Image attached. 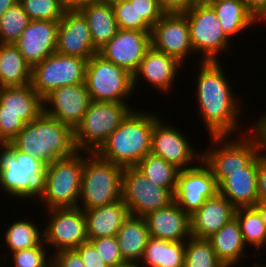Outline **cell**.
<instances>
[{"instance_id":"cell-1","label":"cell","mask_w":266,"mask_h":267,"mask_svg":"<svg viewBox=\"0 0 266 267\" xmlns=\"http://www.w3.org/2000/svg\"><path fill=\"white\" fill-rule=\"evenodd\" d=\"M199 63L196 72L198 74L195 75L197 77L195 79L196 102L198 103L199 118L201 117L200 119L206 127L204 129L207 131L206 133L210 137L238 136L249 132L250 126L243 127L246 131L240 126L241 123L243 124L239 117L243 104L232 89L230 79L224 72L225 68H222L224 66L220 64L221 61H200Z\"/></svg>"},{"instance_id":"cell-2","label":"cell","mask_w":266,"mask_h":267,"mask_svg":"<svg viewBox=\"0 0 266 267\" xmlns=\"http://www.w3.org/2000/svg\"><path fill=\"white\" fill-rule=\"evenodd\" d=\"M146 110H132L95 152L103 160L134 167L151 153L153 126L160 117Z\"/></svg>"},{"instance_id":"cell-3","label":"cell","mask_w":266,"mask_h":267,"mask_svg":"<svg viewBox=\"0 0 266 267\" xmlns=\"http://www.w3.org/2000/svg\"><path fill=\"white\" fill-rule=\"evenodd\" d=\"M18 151L40 159L46 166L76 151L74 131L44 111L10 142Z\"/></svg>"},{"instance_id":"cell-4","label":"cell","mask_w":266,"mask_h":267,"mask_svg":"<svg viewBox=\"0 0 266 267\" xmlns=\"http://www.w3.org/2000/svg\"><path fill=\"white\" fill-rule=\"evenodd\" d=\"M0 149V191L3 189L16 200L34 202L32 200L37 198L38 202L46 165L18 151L11 143H0Z\"/></svg>"},{"instance_id":"cell-5","label":"cell","mask_w":266,"mask_h":267,"mask_svg":"<svg viewBox=\"0 0 266 267\" xmlns=\"http://www.w3.org/2000/svg\"><path fill=\"white\" fill-rule=\"evenodd\" d=\"M123 167L85 151L78 207H101L122 200Z\"/></svg>"},{"instance_id":"cell-6","label":"cell","mask_w":266,"mask_h":267,"mask_svg":"<svg viewBox=\"0 0 266 267\" xmlns=\"http://www.w3.org/2000/svg\"><path fill=\"white\" fill-rule=\"evenodd\" d=\"M85 151L59 159L45 168L39 202L47 210L78 207Z\"/></svg>"},{"instance_id":"cell-7","label":"cell","mask_w":266,"mask_h":267,"mask_svg":"<svg viewBox=\"0 0 266 267\" xmlns=\"http://www.w3.org/2000/svg\"><path fill=\"white\" fill-rule=\"evenodd\" d=\"M237 137L239 140L236 136H210V148L201 151L202 160L211 169L218 185L231 172L243 171L263 151L250 132Z\"/></svg>"},{"instance_id":"cell-8","label":"cell","mask_w":266,"mask_h":267,"mask_svg":"<svg viewBox=\"0 0 266 267\" xmlns=\"http://www.w3.org/2000/svg\"><path fill=\"white\" fill-rule=\"evenodd\" d=\"M131 105L125 102L91 100L80 124L74 130L76 149L95 153L133 108L136 109Z\"/></svg>"},{"instance_id":"cell-9","label":"cell","mask_w":266,"mask_h":267,"mask_svg":"<svg viewBox=\"0 0 266 267\" xmlns=\"http://www.w3.org/2000/svg\"><path fill=\"white\" fill-rule=\"evenodd\" d=\"M194 53L200 61H220V53L231 51L234 43L224 33L214 9L206 1H197L184 13ZM200 53V54H199Z\"/></svg>"},{"instance_id":"cell-10","label":"cell","mask_w":266,"mask_h":267,"mask_svg":"<svg viewBox=\"0 0 266 267\" xmlns=\"http://www.w3.org/2000/svg\"><path fill=\"white\" fill-rule=\"evenodd\" d=\"M43 111V99L31 84L0 87V143H10Z\"/></svg>"},{"instance_id":"cell-11","label":"cell","mask_w":266,"mask_h":267,"mask_svg":"<svg viewBox=\"0 0 266 267\" xmlns=\"http://www.w3.org/2000/svg\"><path fill=\"white\" fill-rule=\"evenodd\" d=\"M85 84L90 99L97 102H125L132 100L133 76L125 69L94 54L86 67ZM130 95L131 98H130ZM127 99V101H126Z\"/></svg>"},{"instance_id":"cell-12","label":"cell","mask_w":266,"mask_h":267,"mask_svg":"<svg viewBox=\"0 0 266 267\" xmlns=\"http://www.w3.org/2000/svg\"><path fill=\"white\" fill-rule=\"evenodd\" d=\"M87 61L54 52L32 67L31 86L44 99L54 89L85 83Z\"/></svg>"},{"instance_id":"cell-13","label":"cell","mask_w":266,"mask_h":267,"mask_svg":"<svg viewBox=\"0 0 266 267\" xmlns=\"http://www.w3.org/2000/svg\"><path fill=\"white\" fill-rule=\"evenodd\" d=\"M45 211L48 214V223L43 222V241L49 250L53 247L51 254L76 249L88 240L84 210L72 207Z\"/></svg>"},{"instance_id":"cell-14","label":"cell","mask_w":266,"mask_h":267,"mask_svg":"<svg viewBox=\"0 0 266 267\" xmlns=\"http://www.w3.org/2000/svg\"><path fill=\"white\" fill-rule=\"evenodd\" d=\"M122 199L130 215L145 217L152 211L169 206L174 202V194L155 185L134 166L123 168Z\"/></svg>"},{"instance_id":"cell-15","label":"cell","mask_w":266,"mask_h":267,"mask_svg":"<svg viewBox=\"0 0 266 267\" xmlns=\"http://www.w3.org/2000/svg\"><path fill=\"white\" fill-rule=\"evenodd\" d=\"M162 119L160 116L153 126L151 153L180 170L195 166L202 159V153L193 148L192 141L189 142L184 132Z\"/></svg>"},{"instance_id":"cell-16","label":"cell","mask_w":266,"mask_h":267,"mask_svg":"<svg viewBox=\"0 0 266 267\" xmlns=\"http://www.w3.org/2000/svg\"><path fill=\"white\" fill-rule=\"evenodd\" d=\"M219 193V185L211 169L201 159L195 166L179 171L174 201L190 216L207 199Z\"/></svg>"},{"instance_id":"cell-17","label":"cell","mask_w":266,"mask_h":267,"mask_svg":"<svg viewBox=\"0 0 266 267\" xmlns=\"http://www.w3.org/2000/svg\"><path fill=\"white\" fill-rule=\"evenodd\" d=\"M151 44L155 50L174 56L182 64L187 63L188 56L195 55L184 13H165L152 27Z\"/></svg>"},{"instance_id":"cell-18","label":"cell","mask_w":266,"mask_h":267,"mask_svg":"<svg viewBox=\"0 0 266 267\" xmlns=\"http://www.w3.org/2000/svg\"><path fill=\"white\" fill-rule=\"evenodd\" d=\"M151 47V31L119 29L98 53L133 76Z\"/></svg>"},{"instance_id":"cell-19","label":"cell","mask_w":266,"mask_h":267,"mask_svg":"<svg viewBox=\"0 0 266 267\" xmlns=\"http://www.w3.org/2000/svg\"><path fill=\"white\" fill-rule=\"evenodd\" d=\"M90 102L85 83L54 89L43 99L44 112L73 131L80 124Z\"/></svg>"},{"instance_id":"cell-20","label":"cell","mask_w":266,"mask_h":267,"mask_svg":"<svg viewBox=\"0 0 266 267\" xmlns=\"http://www.w3.org/2000/svg\"><path fill=\"white\" fill-rule=\"evenodd\" d=\"M56 52L86 60L99 52L93 46L86 19L76 8H68L59 20Z\"/></svg>"},{"instance_id":"cell-21","label":"cell","mask_w":266,"mask_h":267,"mask_svg":"<svg viewBox=\"0 0 266 267\" xmlns=\"http://www.w3.org/2000/svg\"><path fill=\"white\" fill-rule=\"evenodd\" d=\"M183 64L174 56L165 54L151 47L142 59L138 70L133 75V89L137 90L139 82L145 80L160 93L170 94L173 92L174 82L181 71ZM142 79V80H141ZM139 81V82H138ZM169 92V93H168Z\"/></svg>"},{"instance_id":"cell-22","label":"cell","mask_w":266,"mask_h":267,"mask_svg":"<svg viewBox=\"0 0 266 267\" xmlns=\"http://www.w3.org/2000/svg\"><path fill=\"white\" fill-rule=\"evenodd\" d=\"M59 21H30L15 42L27 63L33 67L56 52Z\"/></svg>"},{"instance_id":"cell-23","label":"cell","mask_w":266,"mask_h":267,"mask_svg":"<svg viewBox=\"0 0 266 267\" xmlns=\"http://www.w3.org/2000/svg\"><path fill=\"white\" fill-rule=\"evenodd\" d=\"M235 207L219 193L190 215L192 237L208 239L234 218Z\"/></svg>"},{"instance_id":"cell-24","label":"cell","mask_w":266,"mask_h":267,"mask_svg":"<svg viewBox=\"0 0 266 267\" xmlns=\"http://www.w3.org/2000/svg\"><path fill=\"white\" fill-rule=\"evenodd\" d=\"M149 235L167 241H186L190 236V216L174 201L145 217Z\"/></svg>"},{"instance_id":"cell-25","label":"cell","mask_w":266,"mask_h":267,"mask_svg":"<svg viewBox=\"0 0 266 267\" xmlns=\"http://www.w3.org/2000/svg\"><path fill=\"white\" fill-rule=\"evenodd\" d=\"M257 170L258 156L243 171L231 172L219 184V194L235 208L254 207L258 203Z\"/></svg>"},{"instance_id":"cell-26","label":"cell","mask_w":266,"mask_h":267,"mask_svg":"<svg viewBox=\"0 0 266 267\" xmlns=\"http://www.w3.org/2000/svg\"><path fill=\"white\" fill-rule=\"evenodd\" d=\"M129 215V208L123 199L101 207L84 210L87 237L116 236Z\"/></svg>"},{"instance_id":"cell-27","label":"cell","mask_w":266,"mask_h":267,"mask_svg":"<svg viewBox=\"0 0 266 267\" xmlns=\"http://www.w3.org/2000/svg\"><path fill=\"white\" fill-rule=\"evenodd\" d=\"M208 240L211 242L218 260L225 267H236L245 262L246 258L244 257L249 256L246 252L250 249L244 242L239 222L235 217Z\"/></svg>"},{"instance_id":"cell-28","label":"cell","mask_w":266,"mask_h":267,"mask_svg":"<svg viewBox=\"0 0 266 267\" xmlns=\"http://www.w3.org/2000/svg\"><path fill=\"white\" fill-rule=\"evenodd\" d=\"M76 9L86 19L93 46L100 51L119 30L112 5L93 1Z\"/></svg>"},{"instance_id":"cell-29","label":"cell","mask_w":266,"mask_h":267,"mask_svg":"<svg viewBox=\"0 0 266 267\" xmlns=\"http://www.w3.org/2000/svg\"><path fill=\"white\" fill-rule=\"evenodd\" d=\"M215 11L225 35L233 41L258 21L248 11L243 0H205ZM257 22V23H256Z\"/></svg>"},{"instance_id":"cell-30","label":"cell","mask_w":266,"mask_h":267,"mask_svg":"<svg viewBox=\"0 0 266 267\" xmlns=\"http://www.w3.org/2000/svg\"><path fill=\"white\" fill-rule=\"evenodd\" d=\"M146 219L129 215L117 232V241L125 261L138 264L149 239Z\"/></svg>"},{"instance_id":"cell-31","label":"cell","mask_w":266,"mask_h":267,"mask_svg":"<svg viewBox=\"0 0 266 267\" xmlns=\"http://www.w3.org/2000/svg\"><path fill=\"white\" fill-rule=\"evenodd\" d=\"M186 241H167L149 236L137 267H184Z\"/></svg>"},{"instance_id":"cell-32","label":"cell","mask_w":266,"mask_h":267,"mask_svg":"<svg viewBox=\"0 0 266 267\" xmlns=\"http://www.w3.org/2000/svg\"><path fill=\"white\" fill-rule=\"evenodd\" d=\"M32 67L14 44L0 43V87L31 84Z\"/></svg>"},{"instance_id":"cell-33","label":"cell","mask_w":266,"mask_h":267,"mask_svg":"<svg viewBox=\"0 0 266 267\" xmlns=\"http://www.w3.org/2000/svg\"><path fill=\"white\" fill-rule=\"evenodd\" d=\"M29 218H20L12 221L8 225L7 229L2 236L4 238V244L9 249L8 252L14 253L19 250L28 249L34 246H38L43 241V227L38 226V223L28 220ZM36 224V225H35ZM40 227V228H38Z\"/></svg>"},{"instance_id":"cell-34","label":"cell","mask_w":266,"mask_h":267,"mask_svg":"<svg viewBox=\"0 0 266 267\" xmlns=\"http://www.w3.org/2000/svg\"><path fill=\"white\" fill-rule=\"evenodd\" d=\"M234 217L239 222L245 244L254 249L255 253L251 254L256 258L257 251L266 246V230L260 213L254 207H240L235 209Z\"/></svg>"},{"instance_id":"cell-35","label":"cell","mask_w":266,"mask_h":267,"mask_svg":"<svg viewBox=\"0 0 266 267\" xmlns=\"http://www.w3.org/2000/svg\"><path fill=\"white\" fill-rule=\"evenodd\" d=\"M158 187L168 189L174 194L180 169L162 157L149 153L136 166Z\"/></svg>"},{"instance_id":"cell-36","label":"cell","mask_w":266,"mask_h":267,"mask_svg":"<svg viewBox=\"0 0 266 267\" xmlns=\"http://www.w3.org/2000/svg\"><path fill=\"white\" fill-rule=\"evenodd\" d=\"M184 267H225L208 239L190 236L186 240Z\"/></svg>"},{"instance_id":"cell-37","label":"cell","mask_w":266,"mask_h":267,"mask_svg":"<svg viewBox=\"0 0 266 267\" xmlns=\"http://www.w3.org/2000/svg\"><path fill=\"white\" fill-rule=\"evenodd\" d=\"M29 22L28 14L20 2L7 9L0 20V43L15 44Z\"/></svg>"},{"instance_id":"cell-38","label":"cell","mask_w":266,"mask_h":267,"mask_svg":"<svg viewBox=\"0 0 266 267\" xmlns=\"http://www.w3.org/2000/svg\"><path fill=\"white\" fill-rule=\"evenodd\" d=\"M30 21H59L68 9L63 0H19Z\"/></svg>"},{"instance_id":"cell-39","label":"cell","mask_w":266,"mask_h":267,"mask_svg":"<svg viewBox=\"0 0 266 267\" xmlns=\"http://www.w3.org/2000/svg\"><path fill=\"white\" fill-rule=\"evenodd\" d=\"M42 241L38 246L11 253L14 267H52V254Z\"/></svg>"},{"instance_id":"cell-40","label":"cell","mask_w":266,"mask_h":267,"mask_svg":"<svg viewBox=\"0 0 266 267\" xmlns=\"http://www.w3.org/2000/svg\"><path fill=\"white\" fill-rule=\"evenodd\" d=\"M112 7L119 29L138 31L152 30V28L142 19V17H138L134 2L121 0L120 2L113 4Z\"/></svg>"},{"instance_id":"cell-41","label":"cell","mask_w":266,"mask_h":267,"mask_svg":"<svg viewBox=\"0 0 266 267\" xmlns=\"http://www.w3.org/2000/svg\"><path fill=\"white\" fill-rule=\"evenodd\" d=\"M107 266L124 262L116 236L88 238Z\"/></svg>"},{"instance_id":"cell-42","label":"cell","mask_w":266,"mask_h":267,"mask_svg":"<svg viewBox=\"0 0 266 267\" xmlns=\"http://www.w3.org/2000/svg\"><path fill=\"white\" fill-rule=\"evenodd\" d=\"M134 2L138 17L152 28L160 18L165 14L159 4V0H128Z\"/></svg>"},{"instance_id":"cell-43","label":"cell","mask_w":266,"mask_h":267,"mask_svg":"<svg viewBox=\"0 0 266 267\" xmlns=\"http://www.w3.org/2000/svg\"><path fill=\"white\" fill-rule=\"evenodd\" d=\"M74 250L79 254L85 267H108L89 240Z\"/></svg>"},{"instance_id":"cell-44","label":"cell","mask_w":266,"mask_h":267,"mask_svg":"<svg viewBox=\"0 0 266 267\" xmlns=\"http://www.w3.org/2000/svg\"><path fill=\"white\" fill-rule=\"evenodd\" d=\"M52 267H85L79 254L74 250L52 253Z\"/></svg>"},{"instance_id":"cell-45","label":"cell","mask_w":266,"mask_h":267,"mask_svg":"<svg viewBox=\"0 0 266 267\" xmlns=\"http://www.w3.org/2000/svg\"><path fill=\"white\" fill-rule=\"evenodd\" d=\"M257 192H258V202L266 203V152L265 151H262L258 155Z\"/></svg>"},{"instance_id":"cell-46","label":"cell","mask_w":266,"mask_h":267,"mask_svg":"<svg viewBox=\"0 0 266 267\" xmlns=\"http://www.w3.org/2000/svg\"><path fill=\"white\" fill-rule=\"evenodd\" d=\"M198 0H159L160 7L164 13H185Z\"/></svg>"},{"instance_id":"cell-47","label":"cell","mask_w":266,"mask_h":267,"mask_svg":"<svg viewBox=\"0 0 266 267\" xmlns=\"http://www.w3.org/2000/svg\"><path fill=\"white\" fill-rule=\"evenodd\" d=\"M251 127L249 132L255 137L261 145L263 151L266 152V112L258 117Z\"/></svg>"},{"instance_id":"cell-48","label":"cell","mask_w":266,"mask_h":267,"mask_svg":"<svg viewBox=\"0 0 266 267\" xmlns=\"http://www.w3.org/2000/svg\"><path fill=\"white\" fill-rule=\"evenodd\" d=\"M248 11L259 21L266 14V0H243Z\"/></svg>"},{"instance_id":"cell-49","label":"cell","mask_w":266,"mask_h":267,"mask_svg":"<svg viewBox=\"0 0 266 267\" xmlns=\"http://www.w3.org/2000/svg\"><path fill=\"white\" fill-rule=\"evenodd\" d=\"M19 3V0H0V20L7 9Z\"/></svg>"},{"instance_id":"cell-50","label":"cell","mask_w":266,"mask_h":267,"mask_svg":"<svg viewBox=\"0 0 266 267\" xmlns=\"http://www.w3.org/2000/svg\"><path fill=\"white\" fill-rule=\"evenodd\" d=\"M93 1H97V0H63L67 8H77L78 6L82 4L93 2Z\"/></svg>"},{"instance_id":"cell-51","label":"cell","mask_w":266,"mask_h":267,"mask_svg":"<svg viewBox=\"0 0 266 267\" xmlns=\"http://www.w3.org/2000/svg\"><path fill=\"white\" fill-rule=\"evenodd\" d=\"M254 208L260 213V216L262 218L263 221V225L265 227L266 230V203L263 202H258Z\"/></svg>"},{"instance_id":"cell-52","label":"cell","mask_w":266,"mask_h":267,"mask_svg":"<svg viewBox=\"0 0 266 267\" xmlns=\"http://www.w3.org/2000/svg\"><path fill=\"white\" fill-rule=\"evenodd\" d=\"M108 267H137V264L133 263V262H129V261H124L115 265H111Z\"/></svg>"},{"instance_id":"cell-53","label":"cell","mask_w":266,"mask_h":267,"mask_svg":"<svg viewBox=\"0 0 266 267\" xmlns=\"http://www.w3.org/2000/svg\"><path fill=\"white\" fill-rule=\"evenodd\" d=\"M98 2H101V3H106L108 5H113L115 3H118L120 2L121 0H97Z\"/></svg>"},{"instance_id":"cell-54","label":"cell","mask_w":266,"mask_h":267,"mask_svg":"<svg viewBox=\"0 0 266 267\" xmlns=\"http://www.w3.org/2000/svg\"><path fill=\"white\" fill-rule=\"evenodd\" d=\"M251 267H266V264L265 265H259V263H257V260L252 264Z\"/></svg>"},{"instance_id":"cell-55","label":"cell","mask_w":266,"mask_h":267,"mask_svg":"<svg viewBox=\"0 0 266 267\" xmlns=\"http://www.w3.org/2000/svg\"><path fill=\"white\" fill-rule=\"evenodd\" d=\"M263 21V24L266 22V14L258 21L259 24Z\"/></svg>"}]
</instances>
